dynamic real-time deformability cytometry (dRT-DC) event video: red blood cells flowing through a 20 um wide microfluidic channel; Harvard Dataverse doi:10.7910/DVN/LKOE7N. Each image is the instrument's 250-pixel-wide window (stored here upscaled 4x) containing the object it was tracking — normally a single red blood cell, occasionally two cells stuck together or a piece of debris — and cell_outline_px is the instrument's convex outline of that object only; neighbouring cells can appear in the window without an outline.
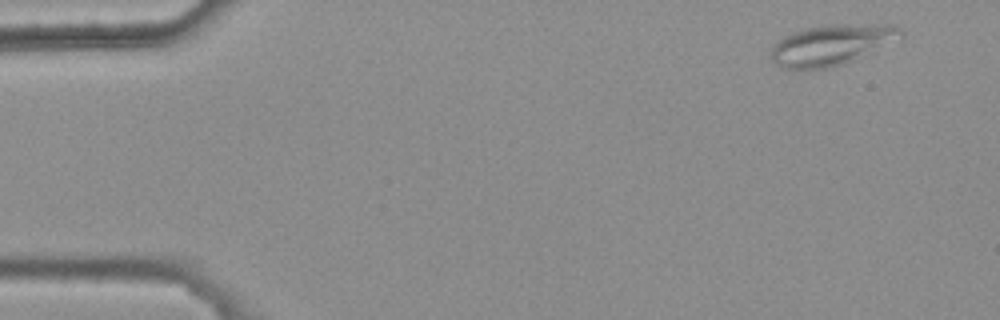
{"species": "common noctule bat (a hibernating species)", "species_latin": "Nyctalus noctula", "temperature_condition": "warm", "stored_images_in_passage": 47, "camera_frame_rate_fps": 3000, "um_per_image_px": 0.085, "animal": {"sex": "female", "body_mass_g": 25.1}, "frame": {"image": 1, "passage_image": 1, "time_ms": 0.0, "image_size_px": [1000, 320], "cell_outline_px": [[904, 36], [844, 64], [828, 68], [780, 68], [772, 60], [768, 52], [784, 36], [792, 32], [804, 28], [824, 24], [896, 24], [904, 32]], "centroid_in_image_um": [70.67, 3.78], "position_along_channel_um": 14.3, "area_um2": 30.69}}
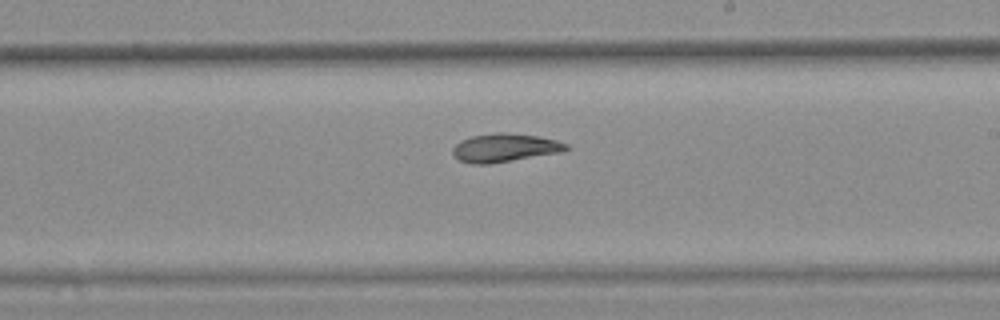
{"frame": {"image": 2, "passage_image": 29, "time_ms": 9.333, "image_size_px": [1000, 320], "cell_outline_px": [[568, 148], [560, 152], [488, 164], [472, 164], [460, 160], [452, 152], [452, 148], [460, 140], [472, 136], [496, 132], [504, 132], [536, 136], [556, 140], [568, 144]], "centroid_in_image_um": [42.87, 12.55], "position_along_channel_um": 246.1, "area_um2": 18.5}}
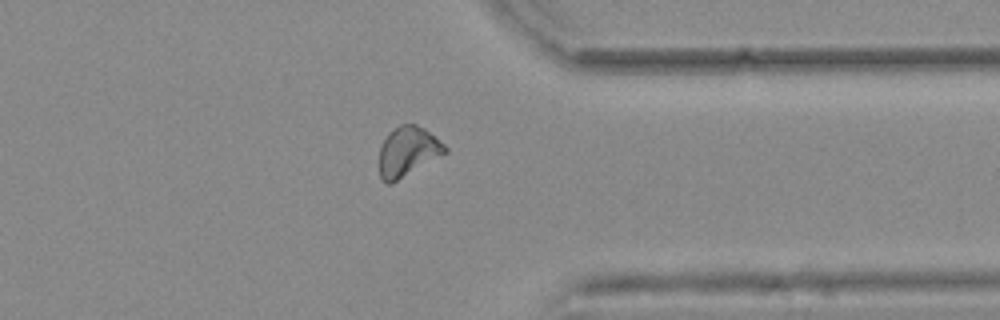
{"frame": {"image": 3, "passage_image": 40, "time_ms": 13.0, "image_size_px": [1000, 320], "cell_outline_px": [[448, 152], [392, 184], [388, 184], [380, 180], [380, 148], [388, 132], [400, 124], [416, 124], [424, 128], [444, 144], [448, 148]], "centroid_in_image_um": [34.66, 12.9], "position_along_channel_um": 376.7, "area_um2": 19.13}, "authors_computed_cell_mechanics": {"area_um2": 18.9584, "velocity_mm_per_s": 3.7022, "shape_relaxation_time_tau1_ms": null, "shape_relaxation_time_tau2_ms": 5.0956, "deformation_change_tau1": null, "deformation_change_tau2": 0.0997}}